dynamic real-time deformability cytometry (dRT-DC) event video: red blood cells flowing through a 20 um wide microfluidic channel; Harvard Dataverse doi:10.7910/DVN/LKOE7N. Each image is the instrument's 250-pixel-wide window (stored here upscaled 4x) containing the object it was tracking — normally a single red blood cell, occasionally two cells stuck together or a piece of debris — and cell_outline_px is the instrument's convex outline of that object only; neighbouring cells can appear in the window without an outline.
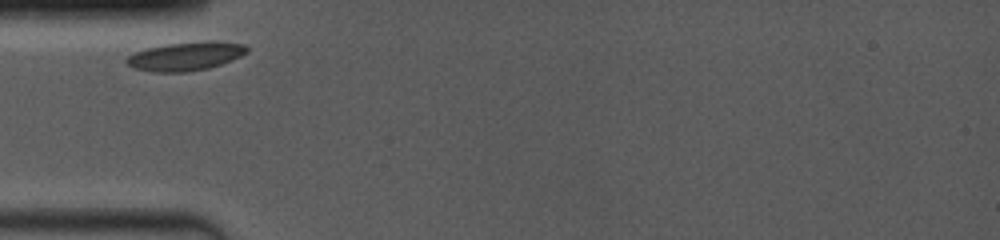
{"species": "common noctule bat (a hibernating species)", "species_latin": "Nyctalus noctula", "temperature_condition": "room temperature", "stored_images_in_passage": 6, "camera_frame_rate_fps": 4000, "um_per_image_px": 0.085, "animal": {"sex": "female", "body_mass_g": 19.0, "forearm_length_mm": 53.3}, "frame": {"image": 1, "passage_image": 1, "time_ms": 0.0, "image_size_px": [1000, 240], "cell_outline_px": [[248, 52], [232, 60], [208, 68], [188, 72], [152, 72], [132, 68], [124, 60], [128, 56], [136, 52], [148, 48], [168, 44], [244, 44], [248, 48]], "centroid_in_image_um": [15.67, 4.85], "position_along_channel_um": 69.3, "area_um2": 18.96}}
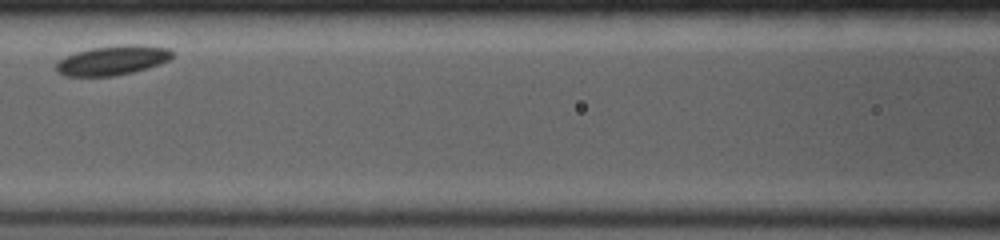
{"frame": {"image": 2, "passage_image": 4, "time_ms": 2.5, "image_size_px": [1000, 240], "cell_outline_px": [[172, 56], [168, 60], [160, 64], [132, 72], [112, 76], [64, 76], [56, 72], [56, 64], [60, 60], [76, 52], [92, 48], [120, 44], [140, 44], [168, 48], [172, 52]], "centroid_in_image_um": [9.56, 5.12], "position_along_channel_um": 157.0, "area_um2": 19.88}}
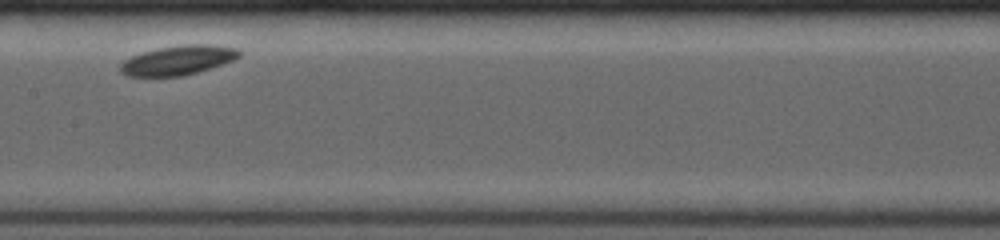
{"frame": {"image": 3, "passage_image": 5, "time_ms": 3.5, "image_size_px": [1000, 240], "cell_outline_px": [[240, 56], [232, 60], [196, 72], [180, 76], [128, 76], [120, 72], [120, 64], [124, 60], [132, 56], [156, 48], [184, 44], [208, 44], [236, 48], [240, 52]], "centroid_in_image_um": [15.09, 5.11], "position_along_channel_um": 192.3, "area_um2": 20.06}}